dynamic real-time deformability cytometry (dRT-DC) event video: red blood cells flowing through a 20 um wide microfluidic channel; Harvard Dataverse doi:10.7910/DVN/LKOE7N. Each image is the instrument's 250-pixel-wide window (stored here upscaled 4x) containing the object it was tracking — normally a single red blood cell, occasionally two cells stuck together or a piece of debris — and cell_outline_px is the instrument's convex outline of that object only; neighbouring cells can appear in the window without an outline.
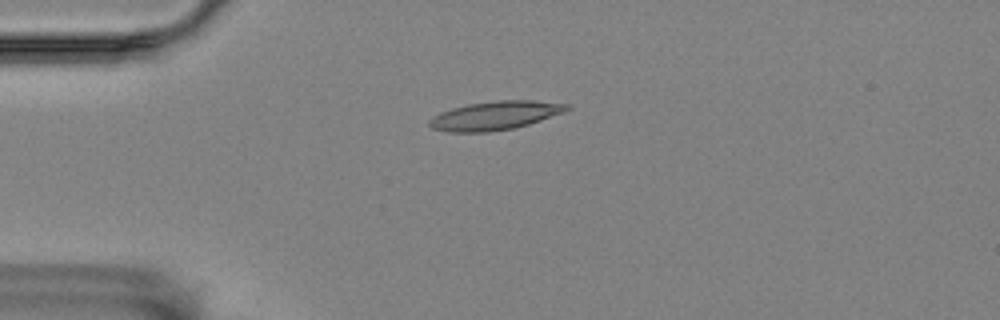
{"species": "Egyptian fruit bat (a non-hibernating species)", "species_latin": "Rousettus aegyptiacus", "temperature_condition": "room temperature", "stored_images_in_passage": 46, "camera_frame_rate_fps": 3000, "um_per_image_px": 0.085, "animal": {"sex": "female"}, "frame": {"image": 1, "passage_image": 3, "time_ms": 0.667, "image_size_px": [1000, 320], "cell_outline_px": [[572, 108], [564, 112], [528, 124], [512, 128], [488, 132], [448, 132], [432, 128], [428, 124], [428, 120], [432, 116], [440, 112], [452, 108], [468, 104], [496, 100], [532, 100], [568, 104]], "centroid_in_image_um": [42.05, 9.82], "position_along_channel_um": 42.9, "area_um2": 22.95}}
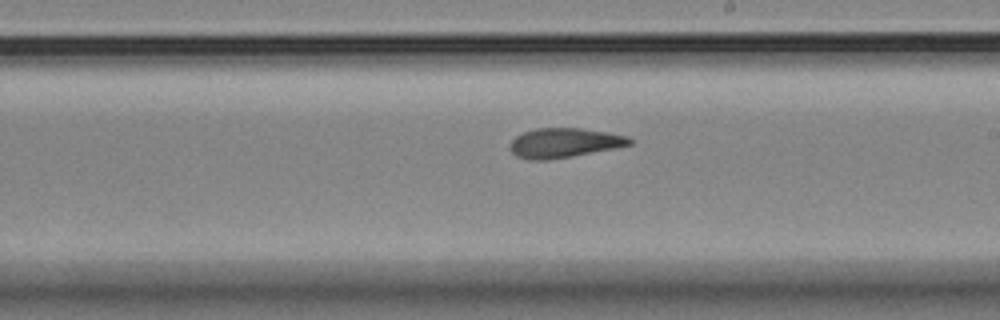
{"frame": {"image": 2, "passage_image": 22, "time_ms": 7.0, "image_size_px": [1000, 320], "cell_outline_px": [[632, 144], [616, 148], [572, 156], [548, 160], [528, 160], [516, 156], [508, 148], [512, 140], [516, 136], [524, 132], [536, 128], [580, 128], [608, 132], [628, 136], [632, 140]], "centroid_in_image_um": [47.94, 12.15], "position_along_channel_um": 241.1, "area_um2": 20.69}}
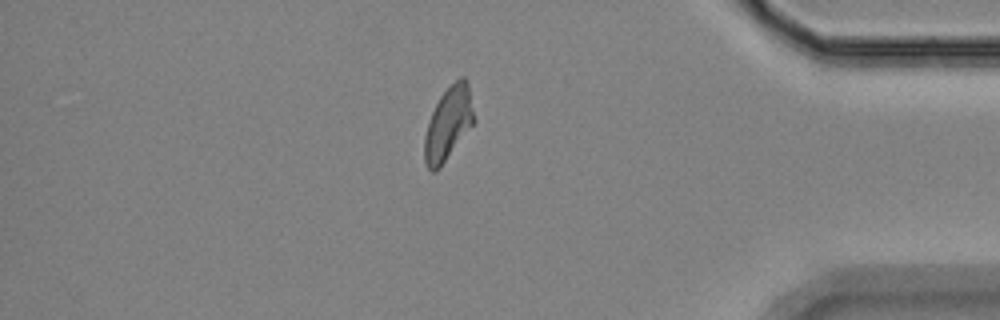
{"frame": {"image": 3, "passage_image": 38, "time_ms": 12.333, "image_size_px": [1000, 320], "cell_outline_px": [[476, 120], [440, 168], [436, 172], [432, 172], [428, 168], [424, 160], [424, 136], [428, 120], [440, 96], [460, 76], [464, 76], [468, 80]], "centroid_in_image_um": [38.12, 10.5], "position_along_channel_um": 397.1, "area_um2": 21.27}, "authors_computed_cell_mechanics": {"area_um2": 20.9236, "velocity_mm_per_s": 3.4719, "shape_relaxation_time_tau1_ms": 5.4356, "shape_relaxation_time_tau2_ms": 2.1281, "deformation_change_tau1": 0.1712, "deformation_change_tau2": 0.0986}}